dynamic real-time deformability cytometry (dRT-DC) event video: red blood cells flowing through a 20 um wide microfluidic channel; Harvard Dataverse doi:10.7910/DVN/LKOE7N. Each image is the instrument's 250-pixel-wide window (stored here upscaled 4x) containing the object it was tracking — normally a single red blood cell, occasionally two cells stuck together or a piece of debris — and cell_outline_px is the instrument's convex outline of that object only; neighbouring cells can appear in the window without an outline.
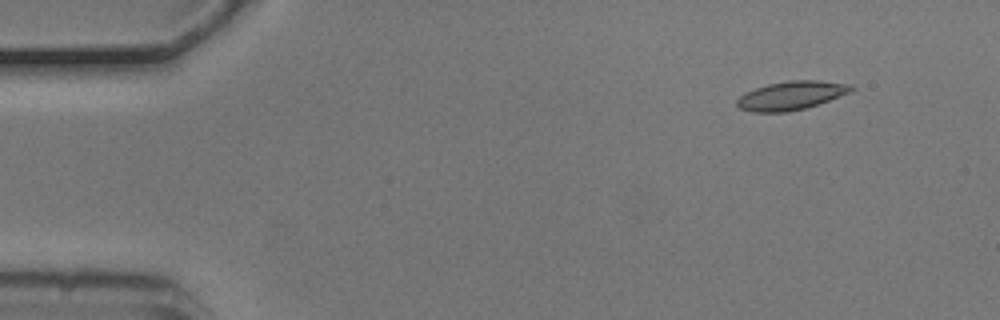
{"species": "common noctule bat (a hibernating species)", "species_latin": "Nyctalus noctula", "temperature_condition": "cold", "stored_images_in_passage": 2, "camera_frame_rate_fps": 3000, "um_per_image_px": 0.085, "animal": {"sex": "male", "body_mass_g": 20.5, "forearm_length_mm": 52.5}, "frame": {"image": 1, "passage_image": 2, "time_ms": 0.333, "image_size_px": [1000, 320], "cell_outline_px": [[856, 88], [852, 92], [804, 108], [788, 112], [752, 112], [740, 108], [736, 104], [736, 100], [744, 92], [768, 84], [788, 80], [820, 80], [856, 84]], "centroid_in_image_um": [67.3, 8.1], "position_along_channel_um": 17.7, "area_um2": 19.25}}